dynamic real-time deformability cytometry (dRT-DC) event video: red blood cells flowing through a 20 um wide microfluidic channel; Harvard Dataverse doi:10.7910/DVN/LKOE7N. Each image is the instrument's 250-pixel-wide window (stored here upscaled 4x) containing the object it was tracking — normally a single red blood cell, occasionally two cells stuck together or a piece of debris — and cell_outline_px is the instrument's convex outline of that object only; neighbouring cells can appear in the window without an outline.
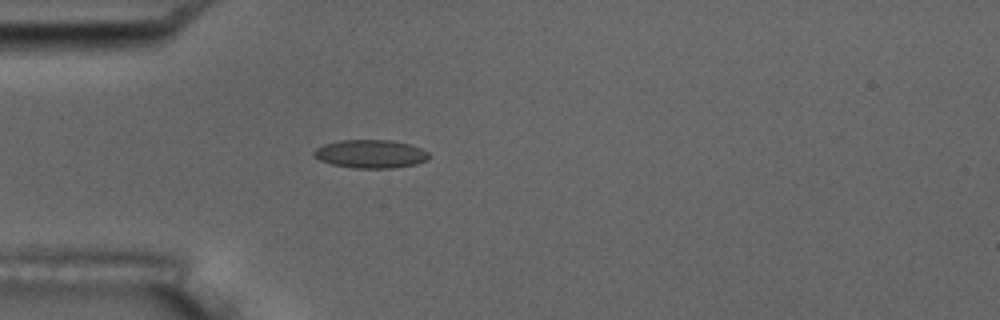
{"species": "common noctule bat (a hibernating species)", "species_latin": "Nyctalus noctula", "temperature_condition": "room temperature", "stored_images_in_passage": 5, "camera_frame_rate_fps": 3000, "um_per_image_px": 0.085, "animal": {"sex": "male", "body_mass_g": 17.5, "forearm_length_mm": 52.3}, "frame": {"image": 1, "passage_image": 5, "time_ms": 4.667, "image_size_px": [1000, 320], "cell_outline_px": [[432, 156], [428, 160], [416, 164], [392, 168], [352, 168], [332, 164], [320, 160], [312, 156], [312, 152], [316, 148], [324, 144], [340, 140], [392, 140], [408, 144], [420, 148], [428, 152]], "centroid_in_image_um": [31.5, 13.08], "position_along_channel_um": 53.5, "area_um2": 19.13}}